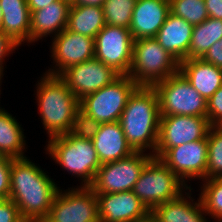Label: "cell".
<instances>
[{
  "mask_svg": "<svg viewBox=\"0 0 222 222\" xmlns=\"http://www.w3.org/2000/svg\"><path fill=\"white\" fill-rule=\"evenodd\" d=\"M179 71V62L155 38L134 40L130 78L138 86L153 87Z\"/></svg>",
  "mask_w": 222,
  "mask_h": 222,
  "instance_id": "obj_5",
  "label": "cell"
},
{
  "mask_svg": "<svg viewBox=\"0 0 222 222\" xmlns=\"http://www.w3.org/2000/svg\"><path fill=\"white\" fill-rule=\"evenodd\" d=\"M36 84V100L49 139L68 133L79 100L59 75L43 74Z\"/></svg>",
  "mask_w": 222,
  "mask_h": 222,
  "instance_id": "obj_3",
  "label": "cell"
},
{
  "mask_svg": "<svg viewBox=\"0 0 222 222\" xmlns=\"http://www.w3.org/2000/svg\"><path fill=\"white\" fill-rule=\"evenodd\" d=\"M202 59L222 68V38L208 49Z\"/></svg>",
  "mask_w": 222,
  "mask_h": 222,
  "instance_id": "obj_36",
  "label": "cell"
},
{
  "mask_svg": "<svg viewBox=\"0 0 222 222\" xmlns=\"http://www.w3.org/2000/svg\"><path fill=\"white\" fill-rule=\"evenodd\" d=\"M191 190L190 187L188 192L156 206L151 212L159 222H209L200 197L194 201L195 199L191 197Z\"/></svg>",
  "mask_w": 222,
  "mask_h": 222,
  "instance_id": "obj_21",
  "label": "cell"
},
{
  "mask_svg": "<svg viewBox=\"0 0 222 222\" xmlns=\"http://www.w3.org/2000/svg\"><path fill=\"white\" fill-rule=\"evenodd\" d=\"M105 0H72L71 5H86L102 7Z\"/></svg>",
  "mask_w": 222,
  "mask_h": 222,
  "instance_id": "obj_39",
  "label": "cell"
},
{
  "mask_svg": "<svg viewBox=\"0 0 222 222\" xmlns=\"http://www.w3.org/2000/svg\"><path fill=\"white\" fill-rule=\"evenodd\" d=\"M207 178L222 177V126H211L207 133Z\"/></svg>",
  "mask_w": 222,
  "mask_h": 222,
  "instance_id": "obj_29",
  "label": "cell"
},
{
  "mask_svg": "<svg viewBox=\"0 0 222 222\" xmlns=\"http://www.w3.org/2000/svg\"><path fill=\"white\" fill-rule=\"evenodd\" d=\"M222 38V20L207 18L193 26L188 59L202 58L208 49Z\"/></svg>",
  "mask_w": 222,
  "mask_h": 222,
  "instance_id": "obj_26",
  "label": "cell"
},
{
  "mask_svg": "<svg viewBox=\"0 0 222 222\" xmlns=\"http://www.w3.org/2000/svg\"><path fill=\"white\" fill-rule=\"evenodd\" d=\"M12 158L0 155V199L10 197V169Z\"/></svg>",
  "mask_w": 222,
  "mask_h": 222,
  "instance_id": "obj_33",
  "label": "cell"
},
{
  "mask_svg": "<svg viewBox=\"0 0 222 222\" xmlns=\"http://www.w3.org/2000/svg\"><path fill=\"white\" fill-rule=\"evenodd\" d=\"M21 222H36V221L31 220V219H23Z\"/></svg>",
  "mask_w": 222,
  "mask_h": 222,
  "instance_id": "obj_42",
  "label": "cell"
},
{
  "mask_svg": "<svg viewBox=\"0 0 222 222\" xmlns=\"http://www.w3.org/2000/svg\"><path fill=\"white\" fill-rule=\"evenodd\" d=\"M21 124L7 110L0 107V155L12 159L27 157L26 136Z\"/></svg>",
  "mask_w": 222,
  "mask_h": 222,
  "instance_id": "obj_24",
  "label": "cell"
},
{
  "mask_svg": "<svg viewBox=\"0 0 222 222\" xmlns=\"http://www.w3.org/2000/svg\"><path fill=\"white\" fill-rule=\"evenodd\" d=\"M217 221L216 222H222V216L219 217L218 219H216Z\"/></svg>",
  "mask_w": 222,
  "mask_h": 222,
  "instance_id": "obj_43",
  "label": "cell"
},
{
  "mask_svg": "<svg viewBox=\"0 0 222 222\" xmlns=\"http://www.w3.org/2000/svg\"><path fill=\"white\" fill-rule=\"evenodd\" d=\"M190 187L159 158L153 157L145 165L132 192L152 211L156 206L180 197Z\"/></svg>",
  "mask_w": 222,
  "mask_h": 222,
  "instance_id": "obj_6",
  "label": "cell"
},
{
  "mask_svg": "<svg viewBox=\"0 0 222 222\" xmlns=\"http://www.w3.org/2000/svg\"><path fill=\"white\" fill-rule=\"evenodd\" d=\"M170 13L194 25L209 18L205 0H169Z\"/></svg>",
  "mask_w": 222,
  "mask_h": 222,
  "instance_id": "obj_30",
  "label": "cell"
},
{
  "mask_svg": "<svg viewBox=\"0 0 222 222\" xmlns=\"http://www.w3.org/2000/svg\"><path fill=\"white\" fill-rule=\"evenodd\" d=\"M137 87L129 75H120L109 85L81 99L80 108L100 123L119 121L129 96Z\"/></svg>",
  "mask_w": 222,
  "mask_h": 222,
  "instance_id": "obj_8",
  "label": "cell"
},
{
  "mask_svg": "<svg viewBox=\"0 0 222 222\" xmlns=\"http://www.w3.org/2000/svg\"><path fill=\"white\" fill-rule=\"evenodd\" d=\"M210 127L207 117L189 115L160 116L158 144L154 157L159 158L170 148L204 139Z\"/></svg>",
  "mask_w": 222,
  "mask_h": 222,
  "instance_id": "obj_12",
  "label": "cell"
},
{
  "mask_svg": "<svg viewBox=\"0 0 222 222\" xmlns=\"http://www.w3.org/2000/svg\"><path fill=\"white\" fill-rule=\"evenodd\" d=\"M92 142L101 164L120 160L135 152L128 144L119 121L101 123Z\"/></svg>",
  "mask_w": 222,
  "mask_h": 222,
  "instance_id": "obj_20",
  "label": "cell"
},
{
  "mask_svg": "<svg viewBox=\"0 0 222 222\" xmlns=\"http://www.w3.org/2000/svg\"><path fill=\"white\" fill-rule=\"evenodd\" d=\"M47 142L46 153L63 170L80 177V186H90L94 182L101 163L92 140L80 139L66 133L54 136Z\"/></svg>",
  "mask_w": 222,
  "mask_h": 222,
  "instance_id": "obj_4",
  "label": "cell"
},
{
  "mask_svg": "<svg viewBox=\"0 0 222 222\" xmlns=\"http://www.w3.org/2000/svg\"><path fill=\"white\" fill-rule=\"evenodd\" d=\"M119 123L134 151L145 152L149 149L154 156L160 126L157 91L153 87L138 86L129 96Z\"/></svg>",
  "mask_w": 222,
  "mask_h": 222,
  "instance_id": "obj_2",
  "label": "cell"
},
{
  "mask_svg": "<svg viewBox=\"0 0 222 222\" xmlns=\"http://www.w3.org/2000/svg\"><path fill=\"white\" fill-rule=\"evenodd\" d=\"M2 20H3V15H2V8L0 6V29H1Z\"/></svg>",
  "mask_w": 222,
  "mask_h": 222,
  "instance_id": "obj_41",
  "label": "cell"
},
{
  "mask_svg": "<svg viewBox=\"0 0 222 222\" xmlns=\"http://www.w3.org/2000/svg\"><path fill=\"white\" fill-rule=\"evenodd\" d=\"M94 40V58L112 67L120 75H128L134 44L130 30L120 26L105 25Z\"/></svg>",
  "mask_w": 222,
  "mask_h": 222,
  "instance_id": "obj_11",
  "label": "cell"
},
{
  "mask_svg": "<svg viewBox=\"0 0 222 222\" xmlns=\"http://www.w3.org/2000/svg\"><path fill=\"white\" fill-rule=\"evenodd\" d=\"M154 156L135 151L117 161L101 164L90 185L95 194L132 191L145 165Z\"/></svg>",
  "mask_w": 222,
  "mask_h": 222,
  "instance_id": "obj_9",
  "label": "cell"
},
{
  "mask_svg": "<svg viewBox=\"0 0 222 222\" xmlns=\"http://www.w3.org/2000/svg\"><path fill=\"white\" fill-rule=\"evenodd\" d=\"M3 20L1 31L19 46L30 44L31 13L26 0H0Z\"/></svg>",
  "mask_w": 222,
  "mask_h": 222,
  "instance_id": "obj_23",
  "label": "cell"
},
{
  "mask_svg": "<svg viewBox=\"0 0 222 222\" xmlns=\"http://www.w3.org/2000/svg\"><path fill=\"white\" fill-rule=\"evenodd\" d=\"M207 118L211 126H222V86L207 100Z\"/></svg>",
  "mask_w": 222,
  "mask_h": 222,
  "instance_id": "obj_32",
  "label": "cell"
},
{
  "mask_svg": "<svg viewBox=\"0 0 222 222\" xmlns=\"http://www.w3.org/2000/svg\"><path fill=\"white\" fill-rule=\"evenodd\" d=\"M30 13L52 4L57 0H26Z\"/></svg>",
  "mask_w": 222,
  "mask_h": 222,
  "instance_id": "obj_38",
  "label": "cell"
},
{
  "mask_svg": "<svg viewBox=\"0 0 222 222\" xmlns=\"http://www.w3.org/2000/svg\"><path fill=\"white\" fill-rule=\"evenodd\" d=\"M62 190L42 222H100L97 196L90 186Z\"/></svg>",
  "mask_w": 222,
  "mask_h": 222,
  "instance_id": "obj_10",
  "label": "cell"
},
{
  "mask_svg": "<svg viewBox=\"0 0 222 222\" xmlns=\"http://www.w3.org/2000/svg\"><path fill=\"white\" fill-rule=\"evenodd\" d=\"M80 101L120 76L112 67L95 58L68 67L59 75Z\"/></svg>",
  "mask_w": 222,
  "mask_h": 222,
  "instance_id": "obj_15",
  "label": "cell"
},
{
  "mask_svg": "<svg viewBox=\"0 0 222 222\" xmlns=\"http://www.w3.org/2000/svg\"><path fill=\"white\" fill-rule=\"evenodd\" d=\"M169 13V0H137L129 27L133 39L155 38Z\"/></svg>",
  "mask_w": 222,
  "mask_h": 222,
  "instance_id": "obj_17",
  "label": "cell"
},
{
  "mask_svg": "<svg viewBox=\"0 0 222 222\" xmlns=\"http://www.w3.org/2000/svg\"><path fill=\"white\" fill-rule=\"evenodd\" d=\"M96 196L100 222L136 221L150 212L132 191Z\"/></svg>",
  "mask_w": 222,
  "mask_h": 222,
  "instance_id": "obj_16",
  "label": "cell"
},
{
  "mask_svg": "<svg viewBox=\"0 0 222 222\" xmlns=\"http://www.w3.org/2000/svg\"><path fill=\"white\" fill-rule=\"evenodd\" d=\"M1 80H2V77H0V87H1V82H2ZM0 95H1V90H0Z\"/></svg>",
  "mask_w": 222,
  "mask_h": 222,
  "instance_id": "obj_44",
  "label": "cell"
},
{
  "mask_svg": "<svg viewBox=\"0 0 222 222\" xmlns=\"http://www.w3.org/2000/svg\"><path fill=\"white\" fill-rule=\"evenodd\" d=\"M209 17L222 20V0H205Z\"/></svg>",
  "mask_w": 222,
  "mask_h": 222,
  "instance_id": "obj_37",
  "label": "cell"
},
{
  "mask_svg": "<svg viewBox=\"0 0 222 222\" xmlns=\"http://www.w3.org/2000/svg\"><path fill=\"white\" fill-rule=\"evenodd\" d=\"M17 47V48H16ZM19 45L16 44L8 35H5L0 30V77H3V71H4V62L6 59V56L9 57L13 51H15L18 48Z\"/></svg>",
  "mask_w": 222,
  "mask_h": 222,
  "instance_id": "obj_35",
  "label": "cell"
},
{
  "mask_svg": "<svg viewBox=\"0 0 222 222\" xmlns=\"http://www.w3.org/2000/svg\"><path fill=\"white\" fill-rule=\"evenodd\" d=\"M103 8L99 6L71 5L67 30L96 38L105 26Z\"/></svg>",
  "mask_w": 222,
  "mask_h": 222,
  "instance_id": "obj_25",
  "label": "cell"
},
{
  "mask_svg": "<svg viewBox=\"0 0 222 222\" xmlns=\"http://www.w3.org/2000/svg\"><path fill=\"white\" fill-rule=\"evenodd\" d=\"M193 25L169 13L155 39L179 63L188 59Z\"/></svg>",
  "mask_w": 222,
  "mask_h": 222,
  "instance_id": "obj_19",
  "label": "cell"
},
{
  "mask_svg": "<svg viewBox=\"0 0 222 222\" xmlns=\"http://www.w3.org/2000/svg\"><path fill=\"white\" fill-rule=\"evenodd\" d=\"M179 71L206 100L222 86V68L202 58L183 60Z\"/></svg>",
  "mask_w": 222,
  "mask_h": 222,
  "instance_id": "obj_22",
  "label": "cell"
},
{
  "mask_svg": "<svg viewBox=\"0 0 222 222\" xmlns=\"http://www.w3.org/2000/svg\"><path fill=\"white\" fill-rule=\"evenodd\" d=\"M117 222H134V221H124V220H123V221H117Z\"/></svg>",
  "mask_w": 222,
  "mask_h": 222,
  "instance_id": "obj_45",
  "label": "cell"
},
{
  "mask_svg": "<svg viewBox=\"0 0 222 222\" xmlns=\"http://www.w3.org/2000/svg\"><path fill=\"white\" fill-rule=\"evenodd\" d=\"M153 88L159 97L160 116L207 117V100L180 71L156 83Z\"/></svg>",
  "mask_w": 222,
  "mask_h": 222,
  "instance_id": "obj_7",
  "label": "cell"
},
{
  "mask_svg": "<svg viewBox=\"0 0 222 222\" xmlns=\"http://www.w3.org/2000/svg\"><path fill=\"white\" fill-rule=\"evenodd\" d=\"M137 0H105L103 13L106 25L129 29Z\"/></svg>",
  "mask_w": 222,
  "mask_h": 222,
  "instance_id": "obj_28",
  "label": "cell"
},
{
  "mask_svg": "<svg viewBox=\"0 0 222 222\" xmlns=\"http://www.w3.org/2000/svg\"><path fill=\"white\" fill-rule=\"evenodd\" d=\"M207 156L208 143L206 136L202 140L170 148L159 159L187 184L190 179H206Z\"/></svg>",
  "mask_w": 222,
  "mask_h": 222,
  "instance_id": "obj_13",
  "label": "cell"
},
{
  "mask_svg": "<svg viewBox=\"0 0 222 222\" xmlns=\"http://www.w3.org/2000/svg\"><path fill=\"white\" fill-rule=\"evenodd\" d=\"M57 185L28 157L12 159L9 198L16 204L23 219L42 222L60 189Z\"/></svg>",
  "mask_w": 222,
  "mask_h": 222,
  "instance_id": "obj_1",
  "label": "cell"
},
{
  "mask_svg": "<svg viewBox=\"0 0 222 222\" xmlns=\"http://www.w3.org/2000/svg\"><path fill=\"white\" fill-rule=\"evenodd\" d=\"M101 123L89 116L80 107L75 111L68 134L80 139L92 140L97 134Z\"/></svg>",
  "mask_w": 222,
  "mask_h": 222,
  "instance_id": "obj_31",
  "label": "cell"
},
{
  "mask_svg": "<svg viewBox=\"0 0 222 222\" xmlns=\"http://www.w3.org/2000/svg\"><path fill=\"white\" fill-rule=\"evenodd\" d=\"M22 220L18 207L10 198L0 199V222H21Z\"/></svg>",
  "mask_w": 222,
  "mask_h": 222,
  "instance_id": "obj_34",
  "label": "cell"
},
{
  "mask_svg": "<svg viewBox=\"0 0 222 222\" xmlns=\"http://www.w3.org/2000/svg\"><path fill=\"white\" fill-rule=\"evenodd\" d=\"M71 2L57 0L45 8L31 12L30 44L38 40L53 37L67 28Z\"/></svg>",
  "mask_w": 222,
  "mask_h": 222,
  "instance_id": "obj_18",
  "label": "cell"
},
{
  "mask_svg": "<svg viewBox=\"0 0 222 222\" xmlns=\"http://www.w3.org/2000/svg\"><path fill=\"white\" fill-rule=\"evenodd\" d=\"M134 222H159L158 219L153 215V213L150 211L145 217L141 219H137Z\"/></svg>",
  "mask_w": 222,
  "mask_h": 222,
  "instance_id": "obj_40",
  "label": "cell"
},
{
  "mask_svg": "<svg viewBox=\"0 0 222 222\" xmlns=\"http://www.w3.org/2000/svg\"><path fill=\"white\" fill-rule=\"evenodd\" d=\"M52 38L50 57L55 66L45 71L46 74L60 75L68 67L95 56V40L92 37L64 29Z\"/></svg>",
  "mask_w": 222,
  "mask_h": 222,
  "instance_id": "obj_14",
  "label": "cell"
},
{
  "mask_svg": "<svg viewBox=\"0 0 222 222\" xmlns=\"http://www.w3.org/2000/svg\"><path fill=\"white\" fill-rule=\"evenodd\" d=\"M199 195L207 216L218 219L222 216V179L207 178L202 180Z\"/></svg>",
  "mask_w": 222,
  "mask_h": 222,
  "instance_id": "obj_27",
  "label": "cell"
}]
</instances>
